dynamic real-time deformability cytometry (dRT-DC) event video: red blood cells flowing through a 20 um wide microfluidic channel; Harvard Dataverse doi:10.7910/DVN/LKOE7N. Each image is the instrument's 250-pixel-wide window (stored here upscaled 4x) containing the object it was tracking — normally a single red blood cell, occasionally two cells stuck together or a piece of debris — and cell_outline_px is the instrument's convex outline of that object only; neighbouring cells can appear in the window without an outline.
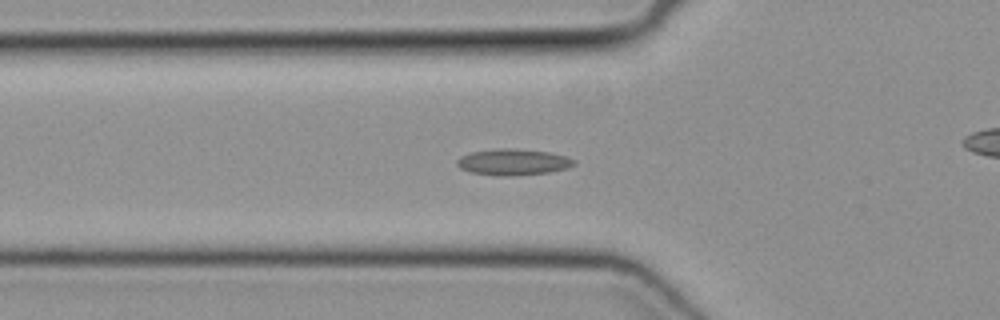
{"species": "common noctule bat (a hibernating species)", "species_latin": "Nyctalus noctula", "temperature_condition": "cold", "stored_images_in_passage": 48, "camera_frame_rate_fps": 3000, "um_per_image_px": 0.085, "animal": {"sex": "female", "body_mass_g": 19.3, "forearm_length_mm": 54.1}, "frame": {"image": 1, "passage_image": 15, "time_ms": 4.667, "image_size_px": [1000, 320], "cell_outline_px": [[576, 164], [568, 168], [548, 172], [512, 176], [504, 176], [468, 172], [460, 168], [456, 164], [456, 160], [460, 156], [472, 152], [500, 148], [516, 148], [548, 152], [564, 156], [576, 160]], "centroid_in_image_um": [43.6, 13.77], "position_along_channel_um": 82.2, "area_um2": 17.92}}
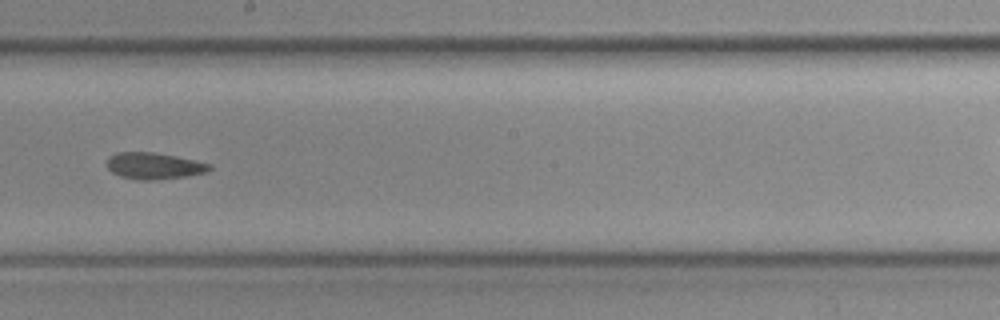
{"frame": {"image": 2, "passage_image": 26, "time_ms": 8.333, "image_size_px": [1000, 320], "cell_outline_px": [[212, 168], [208, 172], [188, 176], [156, 180], [136, 180], [120, 176], [112, 172], [108, 168], [108, 156], [116, 152], [152, 152], [176, 156], [212, 164]], "centroid_in_image_um": [13.11, 14.1], "position_along_channel_um": 235.1, "area_um2": 16.01}}
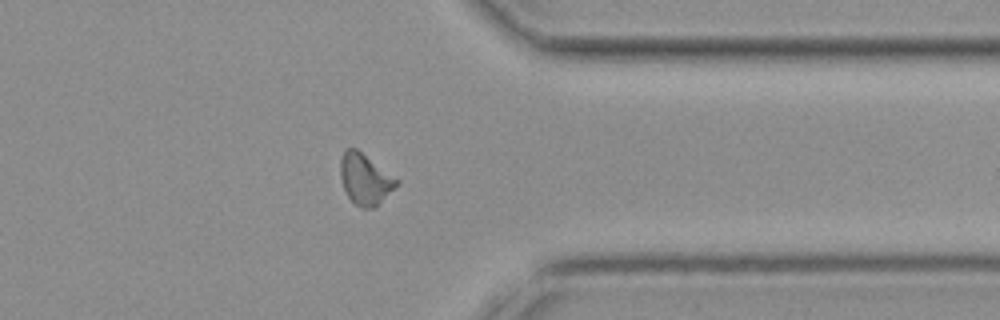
{"frame": {"image": 3, "passage_image": 37, "time_ms": 12.0, "image_size_px": [1000, 320], "cell_outline_px": [[400, 184], [376, 208], [360, 208], [348, 196], [344, 188], [340, 176], [340, 160], [344, 152], [348, 148], [356, 148], [400, 180]], "centroid_in_image_um": [31.08, 15.25], "position_along_channel_um": 380.3, "area_um2": 16.82}}